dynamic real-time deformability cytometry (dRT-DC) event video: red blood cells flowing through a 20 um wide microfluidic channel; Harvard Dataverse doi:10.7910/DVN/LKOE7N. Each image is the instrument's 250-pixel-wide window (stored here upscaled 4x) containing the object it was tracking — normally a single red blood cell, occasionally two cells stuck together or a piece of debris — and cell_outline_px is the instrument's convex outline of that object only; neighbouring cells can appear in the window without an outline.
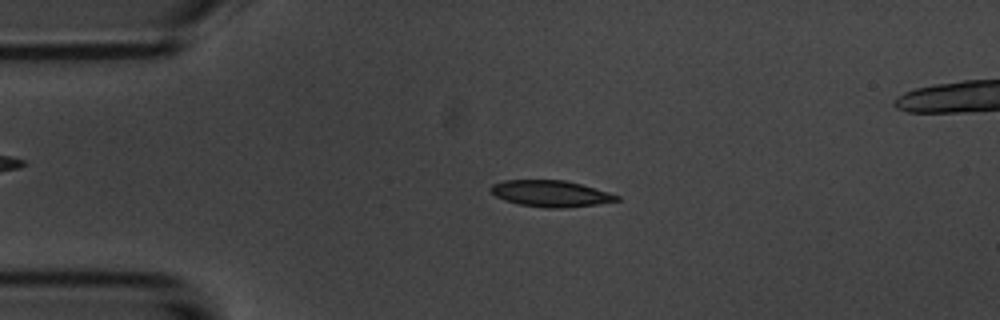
{"species": "common noctule bat (a hibernating species)", "species_latin": "Nyctalus noctula", "temperature_condition": "room temperature", "stored_images_in_passage": 6, "segment_of_instrument_passage": [1, 2], "camera_frame_rate_fps": 3000, "um_per_image_px": 0.085, "animal": {"sex": "male", "body_mass_g": 20.1, "forearm_length_mm": 53.5}, "frame": {"image": 1, "passage_image": 4, "time_ms": 3.667, "image_size_px": [1000, 320], "cell_outline_px": [[620, 200], [596, 204], [564, 208], [544, 208], [520, 204], [504, 200], [496, 196], [488, 188], [492, 184], [504, 180], [564, 180], [580, 184], [608, 192], [620, 196]], "centroid_in_image_um": [46.78, 16.45], "position_along_channel_um": 38.2, "area_um2": 19.25}}